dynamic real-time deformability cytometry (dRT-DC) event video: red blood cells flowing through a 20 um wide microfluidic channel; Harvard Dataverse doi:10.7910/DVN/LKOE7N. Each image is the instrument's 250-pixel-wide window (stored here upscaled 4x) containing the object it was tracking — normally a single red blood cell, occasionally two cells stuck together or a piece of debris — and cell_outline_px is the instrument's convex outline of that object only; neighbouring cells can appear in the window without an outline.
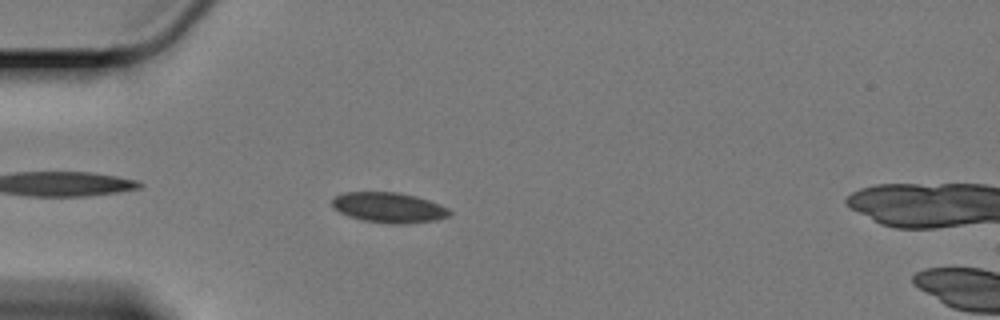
{"species": "Egyptian fruit bat (a non-hibernating species)", "species_latin": "Rousettus aegyptiacus", "temperature_condition": "cold", "stored_images_in_passage": 46, "camera_frame_rate_fps": 3000, "um_per_image_px": 0.085, "animal": {"sex": "female"}, "frame": {"image": 1, "passage_image": 3, "time_ms": 0.667, "image_size_px": [1000, 320], "cell_outline_px": [[452, 212], [448, 216], [436, 220], [404, 224], [388, 224], [360, 220], [348, 216], [332, 208], [332, 196], [344, 192], [396, 192], [416, 196], [428, 200], [448, 208]], "centroid_in_image_um": [33.0, 17.64], "position_along_channel_um": 52.0, "area_um2": 20.92}}
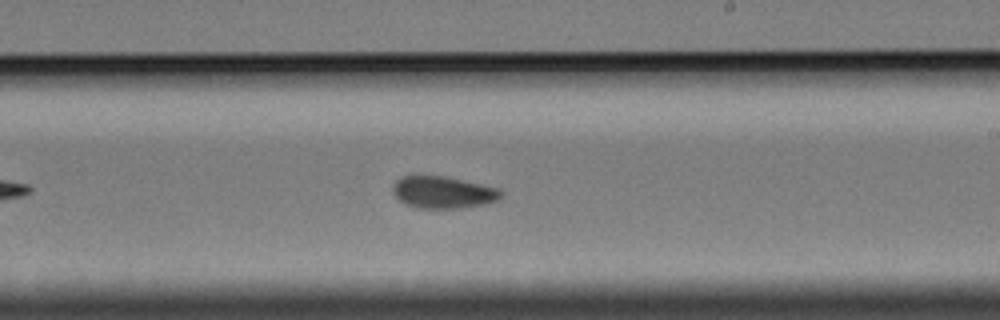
{"frame": {"image": 2, "passage_image": 22, "time_ms": 7.0, "image_size_px": [1000, 320], "cell_outline_px": [[504, 192], [496, 200], [484, 204], [460, 208], [416, 208], [404, 204], [392, 192], [392, 184], [400, 176], [444, 176], [496, 188]], "centroid_in_image_um": [37.59, 16.35], "position_along_channel_um": 251.4, "area_um2": 20.0}}
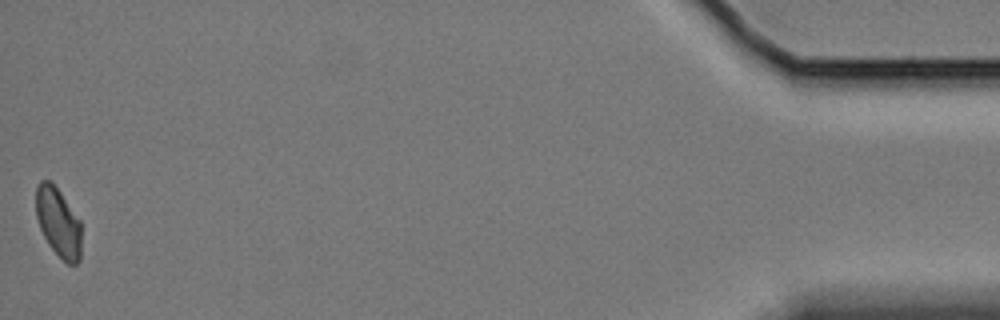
{"frame": {"image": 3, "passage_image": 46, "time_ms": 15.0, "image_size_px": [1000, 320], "cell_outline_px": [[80, 260], [76, 264], [68, 264], [48, 244], [40, 228], [36, 216], [36, 188], [40, 180], [52, 180], [80, 220]], "centroid_in_image_um": [4.94, 18.86], "position_along_channel_um": 430.3, "area_um2": 18.21}, "authors_computed_cell_mechanics": {"area_um2": 20.1144, "velocity_mm_per_s": 3.3257, "shape_relaxation_time_tau1_ms": null, "shape_relaxation_time_tau2_ms": 3.4014, "deformation_change_tau1": null, "deformation_change_tau2": 0.0505}}